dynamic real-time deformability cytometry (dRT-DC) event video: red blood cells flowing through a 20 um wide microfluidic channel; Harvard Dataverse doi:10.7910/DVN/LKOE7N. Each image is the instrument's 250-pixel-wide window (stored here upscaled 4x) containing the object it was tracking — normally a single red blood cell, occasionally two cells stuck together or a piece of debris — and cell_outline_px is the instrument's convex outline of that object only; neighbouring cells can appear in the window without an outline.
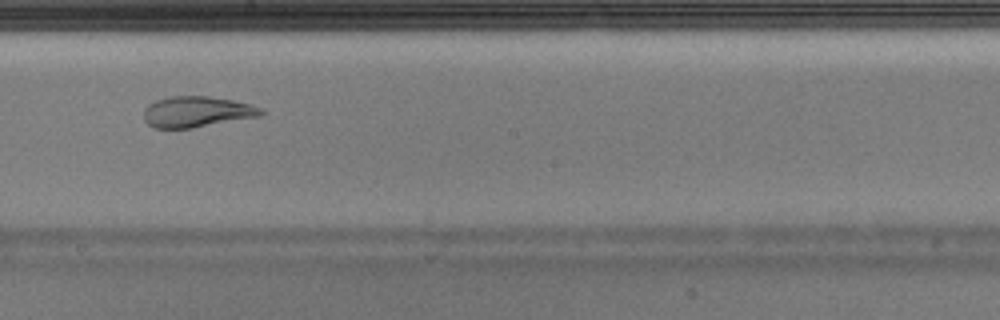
{"species": "Egyptian fruit bat (a non-hibernating species)", "species_latin": "Rousettus aegyptiacus", "temperature_condition": "warm", "stored_images_in_passage": 42, "camera_frame_rate_fps": 3000, "um_per_image_px": 0.085, "animal": {"sex": "male"}, "frame": {"image": 1, "passage_image": 24, "time_ms": 7.667, "image_size_px": [1000, 320], "cell_outline_px": [[264, 112], [260, 116], [192, 128], [152, 128], [144, 120], [144, 108], [148, 104], [156, 100], [168, 96], [208, 96], [232, 100], [248, 104], [260, 108]], "centroid_in_image_um": [16.67, 9.5], "position_along_channel_um": 231.5, "area_um2": 21.04}}